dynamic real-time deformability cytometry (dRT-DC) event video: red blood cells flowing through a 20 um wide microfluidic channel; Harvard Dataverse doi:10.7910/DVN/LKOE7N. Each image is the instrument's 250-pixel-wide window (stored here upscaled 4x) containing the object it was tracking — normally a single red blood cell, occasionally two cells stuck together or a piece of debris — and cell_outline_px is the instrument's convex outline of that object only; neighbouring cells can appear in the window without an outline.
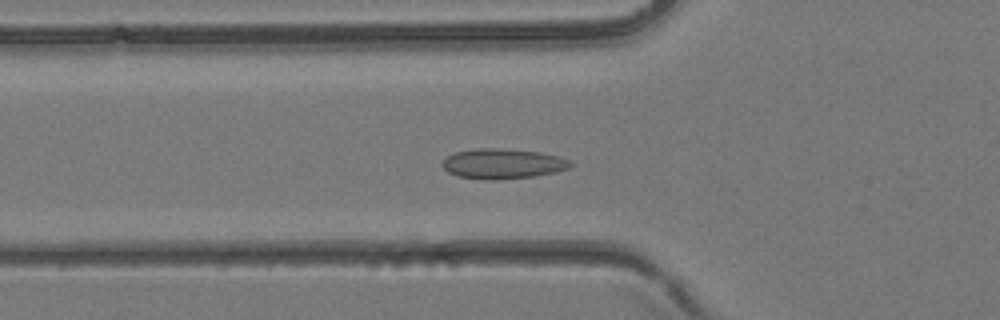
{"species": "common noctule bat (a hibernating species)", "species_latin": "Nyctalus noctula", "temperature_condition": "room temperature", "stored_images_in_passage": 41, "camera_frame_rate_fps": 3000, "um_per_image_px": 0.085, "animal": {"sex": "female", "body_mass_g": 24.6, "forearm_length_mm": 56.2}, "frame": {"image": 1, "passage_image": 15, "time_ms": 4.667, "image_size_px": [1000, 320], "cell_outline_px": [[572, 164], [568, 168], [556, 172], [532, 176], [496, 180], [488, 180], [456, 176], [448, 172], [440, 164], [448, 156], [456, 152], [480, 148], [500, 148], [540, 152], [556, 156], [568, 160]], "centroid_in_image_um": [42.7, 13.92], "position_along_channel_um": 83.1, "area_um2": 22.25}}
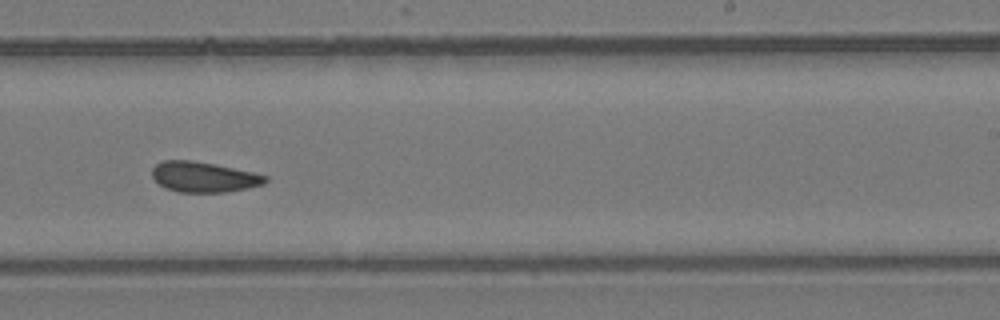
{"frame": {"image": 2, "passage_image": 26, "time_ms": 8.333, "image_size_px": [1000, 320], "cell_outline_px": [[268, 180], [264, 184], [248, 188], [224, 192], [180, 192], [164, 188], [152, 176], [152, 168], [156, 164], [164, 160], [192, 160], [252, 172], [268, 176]], "centroid_in_image_um": [17.31, 15.05], "position_along_channel_um": 271.7, "area_um2": 19.88}}
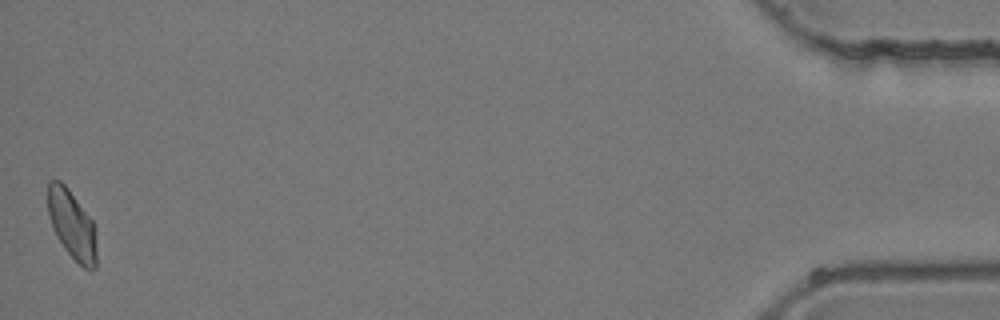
{"frame": {"image": 3, "passage_image": 41, "time_ms": 13.333, "image_size_px": [1000, 320], "cell_outline_px": [[96, 268], [84, 268], [64, 248], [56, 236], [48, 216], [48, 184], [52, 180], [60, 180], [68, 188], [92, 220], [96, 228]], "centroid_in_image_um": [6.12, 19.09], "position_along_channel_um": 429.1, "area_um2": 19.42}}